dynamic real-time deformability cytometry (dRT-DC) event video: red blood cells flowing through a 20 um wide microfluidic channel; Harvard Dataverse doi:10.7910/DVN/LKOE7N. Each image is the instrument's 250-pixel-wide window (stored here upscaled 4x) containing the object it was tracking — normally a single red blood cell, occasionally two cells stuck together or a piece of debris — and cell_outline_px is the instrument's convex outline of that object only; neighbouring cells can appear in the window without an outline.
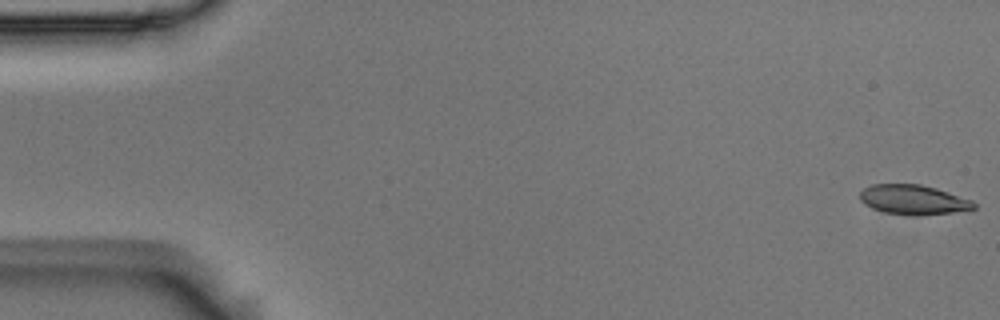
{"species": "Egyptian fruit bat (a non-hibernating species)", "species_latin": "Rousettus aegyptiacus", "temperature_condition": "room temperature", "stored_images_in_passage": 55, "camera_frame_rate_fps": 3000, "um_per_image_px": 0.085, "animal": {"sex": "male"}, "frame": {"image": 1, "passage_image": 1, "time_ms": 0.0, "image_size_px": [1000, 320], "cell_outline_px": [[976, 208], [968, 212], [884, 212], [872, 208], [864, 204], [860, 200], [860, 192], [864, 188], [872, 184], [920, 184], [936, 188], [972, 200], [976, 204]], "centroid_in_image_um": [77.65, 16.92], "position_along_channel_um": 7.4, "area_um2": 18.9}}
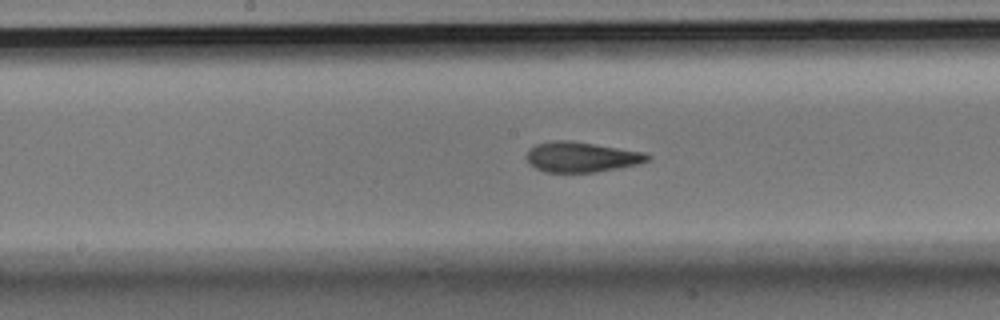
{"frame": {"image": 2, "passage_image": 28, "time_ms": 9.0, "image_size_px": [1000, 320], "cell_outline_px": [[652, 156], [648, 160], [636, 164], [596, 172], [544, 172], [536, 168], [528, 160], [528, 152], [536, 144], [552, 140], [572, 140], [644, 152]], "centroid_in_image_um": [49.44, 13.33], "position_along_channel_um": 198.8, "area_um2": 21.04}}
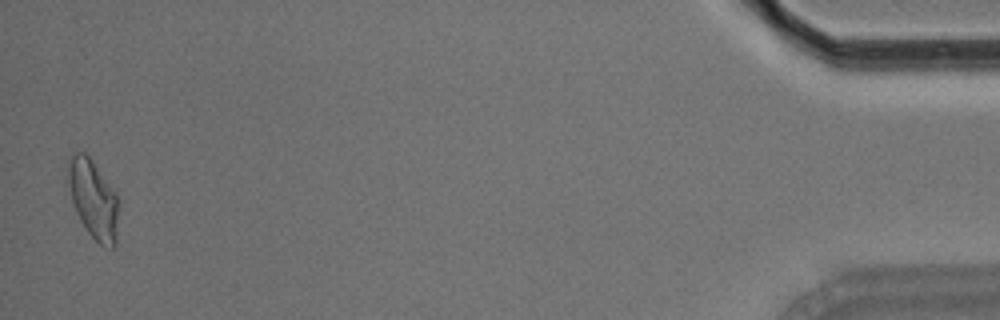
{"frame": {"image": 3, "passage_image": 54, "time_ms": 17.667, "image_size_px": [1000, 320], "cell_outline_px": [[120, 204], [116, 244], [112, 248], [100, 244], [88, 232], [80, 220], [76, 212], [72, 200], [68, 180], [68, 164], [72, 152], [84, 152], [92, 160], [116, 196]], "centroid_in_image_um": [7.95, 16.96], "position_along_channel_um": 427.3, "area_um2": 22.89}, "authors_computed_cell_mechanics": {"area_um2": 21.3282, "velocity_mm_per_s": 3.6827, "shape_relaxation_time_tau1_ms": 7.0621, "shape_relaxation_time_tau2_ms": 1.6418, "deformation_change_tau1": 0.1847, "deformation_change_tau2": 0.0859}}